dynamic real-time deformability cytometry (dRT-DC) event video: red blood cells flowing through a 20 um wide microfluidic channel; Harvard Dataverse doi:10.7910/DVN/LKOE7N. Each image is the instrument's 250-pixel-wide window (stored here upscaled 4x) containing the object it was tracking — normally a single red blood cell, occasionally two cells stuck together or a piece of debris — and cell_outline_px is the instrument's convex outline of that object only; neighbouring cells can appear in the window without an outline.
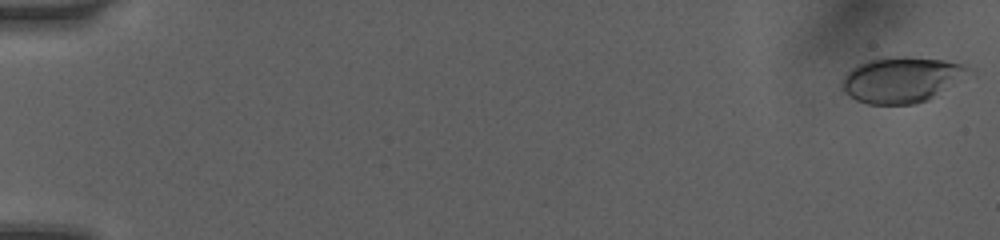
{"species": "human", "species_latin": "Homo sapiens", "temperature_condition": "room temperature", "stored_images_in_passage": 8, "camera_frame_rate_fps": 3000, "um_per_image_px": 0.085, "donor": {"sex": "female"}, "frame": {"image": 1, "passage_image": 1, "time_ms": 0.0, "image_size_px": [1000, 240], "cell_outline_px": [[976, 76], [928, 100], [916, 104], [868, 104], [856, 100], [848, 96], [840, 88], [840, 80], [856, 64], [880, 56], [904, 56], [944, 60], [968, 64], [976, 68]], "centroid_in_image_um": [76.78, 6.75], "position_along_channel_um": 8.2, "area_um2": 35.49}}
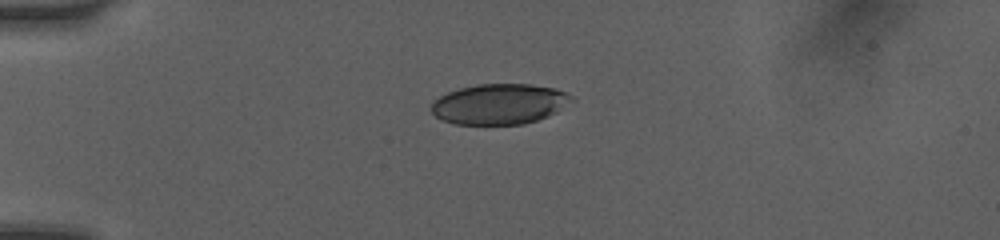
{"frame": {"image": 2, "passage_image": 6, "time_ms": 4.333, "image_size_px": [1000, 240], "cell_outline_px": [[572, 100], [556, 112], [548, 116], [524, 124], [456, 124], [444, 120], [436, 116], [428, 108], [440, 96], [448, 92], [460, 88], [476, 84], [532, 84], [556, 88], [572, 96]], "centroid_in_image_um": [42.44, 8.83], "position_along_channel_um": 42.6, "area_um2": 32.89}}
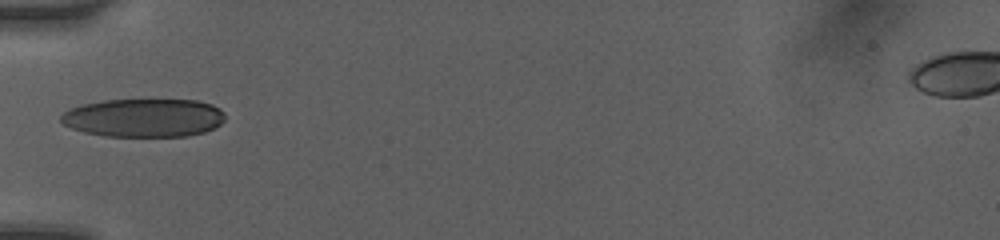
{"frame": {"image": 3, "passage_image": 8, "time_ms": 6.0, "image_size_px": [1000, 240], "cell_outline_px": [[224, 120], [220, 124], [204, 132], [188, 136], [104, 136], [84, 132], [72, 128], [64, 124], [60, 120], [60, 116], [68, 108], [80, 104], [104, 100], [196, 100], [212, 104], [220, 108], [224, 112]], "centroid_in_image_um": [12.2, 10.0], "position_along_channel_um": 72.8, "area_um2": 36.88}}